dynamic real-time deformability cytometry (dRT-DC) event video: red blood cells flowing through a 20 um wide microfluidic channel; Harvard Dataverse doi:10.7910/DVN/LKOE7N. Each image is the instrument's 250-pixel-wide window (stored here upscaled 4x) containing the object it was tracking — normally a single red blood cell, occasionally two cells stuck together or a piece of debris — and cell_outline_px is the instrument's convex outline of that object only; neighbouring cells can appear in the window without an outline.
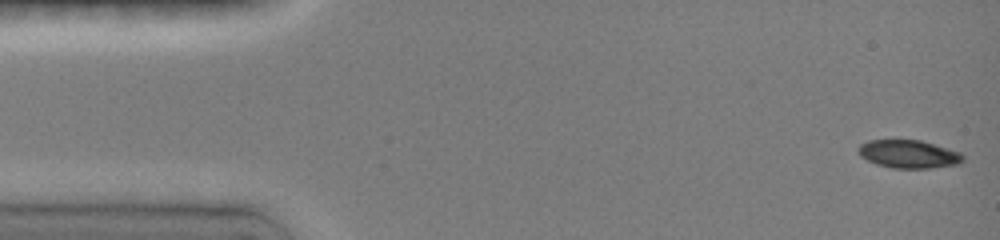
{"species": "common noctule bat (a hibernating species)", "species_latin": "Nyctalus noctula", "temperature_condition": "room temperature", "stored_images_in_passage": 35, "camera_frame_rate_fps": 3000, "um_per_image_px": 0.085, "animal": {"sex": "female", "body_mass_g": 19.0, "forearm_length_mm": 51.5}, "frame": {"image": 1, "passage_image": 1, "time_ms": 0.0, "image_size_px": [1000, 240], "cell_outline_px": [[964, 160], [956, 164], [928, 168], [892, 168], [876, 164], [860, 156], [856, 148], [860, 144], [868, 140], [920, 140], [960, 152], [964, 156]], "centroid_in_image_um": [77.19, 13.09], "position_along_channel_um": 7.8, "area_um2": 17.05}}
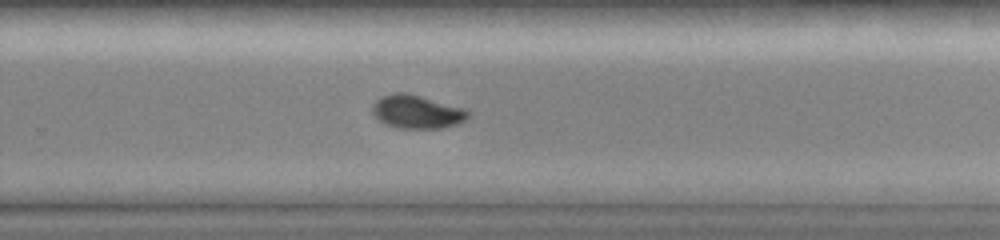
{"frame": {"image": 2, "passage_image": 24, "time_ms": 10.0, "image_size_px": [1000, 240], "cell_outline_px": [[472, 112], [464, 120], [456, 124], [440, 128], [400, 128], [384, 124], [372, 112], [372, 104], [380, 96], [392, 92], [404, 92], [468, 108]], "centroid_in_image_um": [35.45, 9.48], "position_along_channel_um": 294.4, "area_um2": 18.79}}
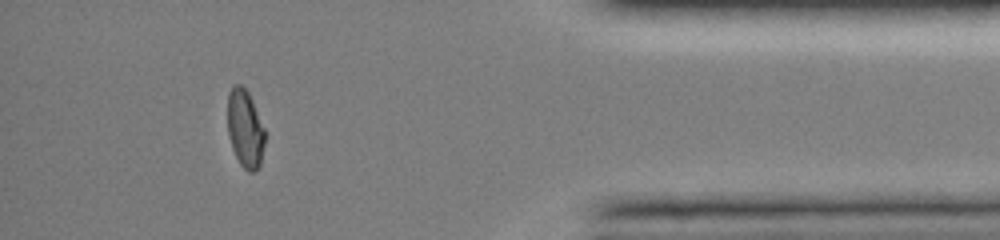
{"frame": {"image": 3, "passage_image": 32, "time_ms": 13.667, "image_size_px": [1000, 240], "cell_outline_px": [[264, 144], [260, 164], [252, 172], [248, 172], [240, 164], [232, 148], [228, 136], [228, 92], [232, 84], [240, 84], [248, 92], [252, 100], [264, 128]], "centroid_in_image_um": [20.81, 10.91], "position_along_channel_um": 414.4, "area_um2": 16.82}, "authors_computed_cell_mechanics": {"area_um2": 18.6116, "velocity_mm_per_s": 4.0553, "shape_relaxation_time_tau1_ms": 7.5915, "shape_relaxation_time_tau2_ms": 2.5768, "deformation_change_tau1": 0.2089, "deformation_change_tau2": 0.0382}}